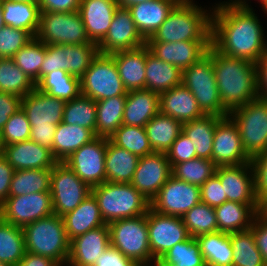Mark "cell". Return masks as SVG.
<instances>
[{
    "mask_svg": "<svg viewBox=\"0 0 267 266\" xmlns=\"http://www.w3.org/2000/svg\"><path fill=\"white\" fill-rule=\"evenodd\" d=\"M228 1L212 8L211 44L225 55L257 63L267 53L261 21L247 0Z\"/></svg>",
    "mask_w": 267,
    "mask_h": 266,
    "instance_id": "cell-1",
    "label": "cell"
},
{
    "mask_svg": "<svg viewBox=\"0 0 267 266\" xmlns=\"http://www.w3.org/2000/svg\"><path fill=\"white\" fill-rule=\"evenodd\" d=\"M208 53L221 101L229 112L259 97L256 63L225 55L212 44Z\"/></svg>",
    "mask_w": 267,
    "mask_h": 266,
    "instance_id": "cell-2",
    "label": "cell"
},
{
    "mask_svg": "<svg viewBox=\"0 0 267 266\" xmlns=\"http://www.w3.org/2000/svg\"><path fill=\"white\" fill-rule=\"evenodd\" d=\"M195 4L193 0L180 1L146 41H211L212 9L209 12Z\"/></svg>",
    "mask_w": 267,
    "mask_h": 266,
    "instance_id": "cell-3",
    "label": "cell"
},
{
    "mask_svg": "<svg viewBox=\"0 0 267 266\" xmlns=\"http://www.w3.org/2000/svg\"><path fill=\"white\" fill-rule=\"evenodd\" d=\"M25 251L49 257L65 266L70 253L63 217L56 214L41 218L23 228Z\"/></svg>",
    "mask_w": 267,
    "mask_h": 266,
    "instance_id": "cell-4",
    "label": "cell"
},
{
    "mask_svg": "<svg viewBox=\"0 0 267 266\" xmlns=\"http://www.w3.org/2000/svg\"><path fill=\"white\" fill-rule=\"evenodd\" d=\"M102 218L110 222L144 215L150 202L131 183L104 182L92 187Z\"/></svg>",
    "mask_w": 267,
    "mask_h": 266,
    "instance_id": "cell-5",
    "label": "cell"
},
{
    "mask_svg": "<svg viewBox=\"0 0 267 266\" xmlns=\"http://www.w3.org/2000/svg\"><path fill=\"white\" fill-rule=\"evenodd\" d=\"M107 225L110 246L119 250L139 266L156 265L157 261L152 257L150 250L147 213L132 218L119 219Z\"/></svg>",
    "mask_w": 267,
    "mask_h": 266,
    "instance_id": "cell-6",
    "label": "cell"
},
{
    "mask_svg": "<svg viewBox=\"0 0 267 266\" xmlns=\"http://www.w3.org/2000/svg\"><path fill=\"white\" fill-rule=\"evenodd\" d=\"M182 84L196 98L205 115L227 117L229 111L223 106L214 75L213 58L207 53L199 62L182 71Z\"/></svg>",
    "mask_w": 267,
    "mask_h": 266,
    "instance_id": "cell-7",
    "label": "cell"
},
{
    "mask_svg": "<svg viewBox=\"0 0 267 266\" xmlns=\"http://www.w3.org/2000/svg\"><path fill=\"white\" fill-rule=\"evenodd\" d=\"M228 116L237 125L243 149L250 158L267 150V99L258 97Z\"/></svg>",
    "mask_w": 267,
    "mask_h": 266,
    "instance_id": "cell-8",
    "label": "cell"
},
{
    "mask_svg": "<svg viewBox=\"0 0 267 266\" xmlns=\"http://www.w3.org/2000/svg\"><path fill=\"white\" fill-rule=\"evenodd\" d=\"M81 94L100 101L115 96H126L127 90L111 55L98 53L80 78Z\"/></svg>",
    "mask_w": 267,
    "mask_h": 266,
    "instance_id": "cell-9",
    "label": "cell"
},
{
    "mask_svg": "<svg viewBox=\"0 0 267 266\" xmlns=\"http://www.w3.org/2000/svg\"><path fill=\"white\" fill-rule=\"evenodd\" d=\"M44 44L76 45L92 43L78 11H40L39 28L35 36Z\"/></svg>",
    "mask_w": 267,
    "mask_h": 266,
    "instance_id": "cell-10",
    "label": "cell"
},
{
    "mask_svg": "<svg viewBox=\"0 0 267 266\" xmlns=\"http://www.w3.org/2000/svg\"><path fill=\"white\" fill-rule=\"evenodd\" d=\"M98 53V46L93 42L76 45L45 44L41 79L58 69L80 79Z\"/></svg>",
    "mask_w": 267,
    "mask_h": 266,
    "instance_id": "cell-11",
    "label": "cell"
},
{
    "mask_svg": "<svg viewBox=\"0 0 267 266\" xmlns=\"http://www.w3.org/2000/svg\"><path fill=\"white\" fill-rule=\"evenodd\" d=\"M91 190L64 162H57L51 169L50 193L54 214L62 217L75 210L91 195Z\"/></svg>",
    "mask_w": 267,
    "mask_h": 266,
    "instance_id": "cell-12",
    "label": "cell"
},
{
    "mask_svg": "<svg viewBox=\"0 0 267 266\" xmlns=\"http://www.w3.org/2000/svg\"><path fill=\"white\" fill-rule=\"evenodd\" d=\"M51 214L54 210L50 192L8 197L0 206V218L21 228Z\"/></svg>",
    "mask_w": 267,
    "mask_h": 266,
    "instance_id": "cell-13",
    "label": "cell"
},
{
    "mask_svg": "<svg viewBox=\"0 0 267 266\" xmlns=\"http://www.w3.org/2000/svg\"><path fill=\"white\" fill-rule=\"evenodd\" d=\"M199 202L200 186L176 179L172 175L151 200L150 208L160 214L183 217Z\"/></svg>",
    "mask_w": 267,
    "mask_h": 266,
    "instance_id": "cell-14",
    "label": "cell"
},
{
    "mask_svg": "<svg viewBox=\"0 0 267 266\" xmlns=\"http://www.w3.org/2000/svg\"><path fill=\"white\" fill-rule=\"evenodd\" d=\"M108 140L96 137L64 161L91 188L106 182L105 155Z\"/></svg>",
    "mask_w": 267,
    "mask_h": 266,
    "instance_id": "cell-15",
    "label": "cell"
},
{
    "mask_svg": "<svg viewBox=\"0 0 267 266\" xmlns=\"http://www.w3.org/2000/svg\"><path fill=\"white\" fill-rule=\"evenodd\" d=\"M147 227L151 254L156 261L190 237L182 217L160 214L151 208L147 212Z\"/></svg>",
    "mask_w": 267,
    "mask_h": 266,
    "instance_id": "cell-16",
    "label": "cell"
},
{
    "mask_svg": "<svg viewBox=\"0 0 267 266\" xmlns=\"http://www.w3.org/2000/svg\"><path fill=\"white\" fill-rule=\"evenodd\" d=\"M172 176V166L166 153L153 152L140 157L130 182L149 202Z\"/></svg>",
    "mask_w": 267,
    "mask_h": 266,
    "instance_id": "cell-17",
    "label": "cell"
},
{
    "mask_svg": "<svg viewBox=\"0 0 267 266\" xmlns=\"http://www.w3.org/2000/svg\"><path fill=\"white\" fill-rule=\"evenodd\" d=\"M146 40L139 33L128 8L118 7L114 13L109 30L97 45L101 54L111 55L141 47Z\"/></svg>",
    "mask_w": 267,
    "mask_h": 266,
    "instance_id": "cell-18",
    "label": "cell"
},
{
    "mask_svg": "<svg viewBox=\"0 0 267 266\" xmlns=\"http://www.w3.org/2000/svg\"><path fill=\"white\" fill-rule=\"evenodd\" d=\"M251 158L242 146L237 125L227 116L215 128L212 161L216 166L240 165L249 163Z\"/></svg>",
    "mask_w": 267,
    "mask_h": 266,
    "instance_id": "cell-19",
    "label": "cell"
},
{
    "mask_svg": "<svg viewBox=\"0 0 267 266\" xmlns=\"http://www.w3.org/2000/svg\"><path fill=\"white\" fill-rule=\"evenodd\" d=\"M215 175L220 179L227 201L249 204L257 212L258 200L254 192V174L250 162L217 166Z\"/></svg>",
    "mask_w": 267,
    "mask_h": 266,
    "instance_id": "cell-20",
    "label": "cell"
},
{
    "mask_svg": "<svg viewBox=\"0 0 267 266\" xmlns=\"http://www.w3.org/2000/svg\"><path fill=\"white\" fill-rule=\"evenodd\" d=\"M146 45L157 58L183 71L207 55L211 41H146Z\"/></svg>",
    "mask_w": 267,
    "mask_h": 266,
    "instance_id": "cell-21",
    "label": "cell"
},
{
    "mask_svg": "<svg viewBox=\"0 0 267 266\" xmlns=\"http://www.w3.org/2000/svg\"><path fill=\"white\" fill-rule=\"evenodd\" d=\"M0 152L15 171L52 169L58 162L50 149L31 140L0 146Z\"/></svg>",
    "mask_w": 267,
    "mask_h": 266,
    "instance_id": "cell-22",
    "label": "cell"
},
{
    "mask_svg": "<svg viewBox=\"0 0 267 266\" xmlns=\"http://www.w3.org/2000/svg\"><path fill=\"white\" fill-rule=\"evenodd\" d=\"M110 247L108 225L90 230L70 241L67 266H94L98 257Z\"/></svg>",
    "mask_w": 267,
    "mask_h": 266,
    "instance_id": "cell-23",
    "label": "cell"
},
{
    "mask_svg": "<svg viewBox=\"0 0 267 266\" xmlns=\"http://www.w3.org/2000/svg\"><path fill=\"white\" fill-rule=\"evenodd\" d=\"M65 101L35 88L21 100L30 126L58 125L62 122Z\"/></svg>",
    "mask_w": 267,
    "mask_h": 266,
    "instance_id": "cell-24",
    "label": "cell"
},
{
    "mask_svg": "<svg viewBox=\"0 0 267 266\" xmlns=\"http://www.w3.org/2000/svg\"><path fill=\"white\" fill-rule=\"evenodd\" d=\"M117 8L115 0H81L78 12L90 42L98 45L104 39Z\"/></svg>",
    "mask_w": 267,
    "mask_h": 266,
    "instance_id": "cell-25",
    "label": "cell"
},
{
    "mask_svg": "<svg viewBox=\"0 0 267 266\" xmlns=\"http://www.w3.org/2000/svg\"><path fill=\"white\" fill-rule=\"evenodd\" d=\"M159 100V112L182 124L205 115L199 108L196 98L183 84L161 93Z\"/></svg>",
    "mask_w": 267,
    "mask_h": 266,
    "instance_id": "cell-26",
    "label": "cell"
},
{
    "mask_svg": "<svg viewBox=\"0 0 267 266\" xmlns=\"http://www.w3.org/2000/svg\"><path fill=\"white\" fill-rule=\"evenodd\" d=\"M147 45L111 54L127 92L145 89Z\"/></svg>",
    "mask_w": 267,
    "mask_h": 266,
    "instance_id": "cell-27",
    "label": "cell"
},
{
    "mask_svg": "<svg viewBox=\"0 0 267 266\" xmlns=\"http://www.w3.org/2000/svg\"><path fill=\"white\" fill-rule=\"evenodd\" d=\"M179 2L180 0H153L135 4L128 9L139 33L147 40Z\"/></svg>",
    "mask_w": 267,
    "mask_h": 266,
    "instance_id": "cell-28",
    "label": "cell"
},
{
    "mask_svg": "<svg viewBox=\"0 0 267 266\" xmlns=\"http://www.w3.org/2000/svg\"><path fill=\"white\" fill-rule=\"evenodd\" d=\"M159 94L141 89L127 92L123 124L144 127L159 113Z\"/></svg>",
    "mask_w": 267,
    "mask_h": 266,
    "instance_id": "cell-29",
    "label": "cell"
},
{
    "mask_svg": "<svg viewBox=\"0 0 267 266\" xmlns=\"http://www.w3.org/2000/svg\"><path fill=\"white\" fill-rule=\"evenodd\" d=\"M62 217L69 241L106 224L92 194L83 200L75 210L67 212Z\"/></svg>",
    "mask_w": 267,
    "mask_h": 266,
    "instance_id": "cell-30",
    "label": "cell"
},
{
    "mask_svg": "<svg viewBox=\"0 0 267 266\" xmlns=\"http://www.w3.org/2000/svg\"><path fill=\"white\" fill-rule=\"evenodd\" d=\"M145 89L158 93L182 84V71L159 58L150 51L146 55Z\"/></svg>",
    "mask_w": 267,
    "mask_h": 266,
    "instance_id": "cell-31",
    "label": "cell"
},
{
    "mask_svg": "<svg viewBox=\"0 0 267 266\" xmlns=\"http://www.w3.org/2000/svg\"><path fill=\"white\" fill-rule=\"evenodd\" d=\"M95 138V133L88 128L60 122L53 138V157L58 162H64L73 152Z\"/></svg>",
    "mask_w": 267,
    "mask_h": 266,
    "instance_id": "cell-32",
    "label": "cell"
},
{
    "mask_svg": "<svg viewBox=\"0 0 267 266\" xmlns=\"http://www.w3.org/2000/svg\"><path fill=\"white\" fill-rule=\"evenodd\" d=\"M139 157L126 149L107 141L105 155L106 181L112 183H130L135 173Z\"/></svg>",
    "mask_w": 267,
    "mask_h": 266,
    "instance_id": "cell-33",
    "label": "cell"
},
{
    "mask_svg": "<svg viewBox=\"0 0 267 266\" xmlns=\"http://www.w3.org/2000/svg\"><path fill=\"white\" fill-rule=\"evenodd\" d=\"M221 119L222 117L217 115H204L183 123L182 132L191 140L198 158L212 160L215 128Z\"/></svg>",
    "mask_w": 267,
    "mask_h": 266,
    "instance_id": "cell-34",
    "label": "cell"
},
{
    "mask_svg": "<svg viewBox=\"0 0 267 266\" xmlns=\"http://www.w3.org/2000/svg\"><path fill=\"white\" fill-rule=\"evenodd\" d=\"M218 231L233 233L251 228L257 212L249 205L226 201L215 207Z\"/></svg>",
    "mask_w": 267,
    "mask_h": 266,
    "instance_id": "cell-35",
    "label": "cell"
},
{
    "mask_svg": "<svg viewBox=\"0 0 267 266\" xmlns=\"http://www.w3.org/2000/svg\"><path fill=\"white\" fill-rule=\"evenodd\" d=\"M182 125L180 121L170 116L157 113L144 126L153 151L166 153L182 132Z\"/></svg>",
    "mask_w": 267,
    "mask_h": 266,
    "instance_id": "cell-36",
    "label": "cell"
},
{
    "mask_svg": "<svg viewBox=\"0 0 267 266\" xmlns=\"http://www.w3.org/2000/svg\"><path fill=\"white\" fill-rule=\"evenodd\" d=\"M206 266H232L233 249L229 233L214 232L195 238Z\"/></svg>",
    "mask_w": 267,
    "mask_h": 266,
    "instance_id": "cell-37",
    "label": "cell"
},
{
    "mask_svg": "<svg viewBox=\"0 0 267 266\" xmlns=\"http://www.w3.org/2000/svg\"><path fill=\"white\" fill-rule=\"evenodd\" d=\"M126 96L96 101V137L108 138L123 124Z\"/></svg>",
    "mask_w": 267,
    "mask_h": 266,
    "instance_id": "cell-38",
    "label": "cell"
},
{
    "mask_svg": "<svg viewBox=\"0 0 267 266\" xmlns=\"http://www.w3.org/2000/svg\"><path fill=\"white\" fill-rule=\"evenodd\" d=\"M1 5L5 25L27 30L36 36L40 20L39 5L8 0H1Z\"/></svg>",
    "mask_w": 267,
    "mask_h": 266,
    "instance_id": "cell-39",
    "label": "cell"
},
{
    "mask_svg": "<svg viewBox=\"0 0 267 266\" xmlns=\"http://www.w3.org/2000/svg\"><path fill=\"white\" fill-rule=\"evenodd\" d=\"M36 88L65 102L81 94L80 79L60 69L46 74Z\"/></svg>",
    "mask_w": 267,
    "mask_h": 266,
    "instance_id": "cell-40",
    "label": "cell"
},
{
    "mask_svg": "<svg viewBox=\"0 0 267 266\" xmlns=\"http://www.w3.org/2000/svg\"><path fill=\"white\" fill-rule=\"evenodd\" d=\"M51 169H29L14 171L9 197L38 192H50Z\"/></svg>",
    "mask_w": 267,
    "mask_h": 266,
    "instance_id": "cell-41",
    "label": "cell"
},
{
    "mask_svg": "<svg viewBox=\"0 0 267 266\" xmlns=\"http://www.w3.org/2000/svg\"><path fill=\"white\" fill-rule=\"evenodd\" d=\"M35 88L36 84L12 58H0V92L23 98Z\"/></svg>",
    "mask_w": 267,
    "mask_h": 266,
    "instance_id": "cell-42",
    "label": "cell"
},
{
    "mask_svg": "<svg viewBox=\"0 0 267 266\" xmlns=\"http://www.w3.org/2000/svg\"><path fill=\"white\" fill-rule=\"evenodd\" d=\"M233 249L232 266H267L251 229L229 233Z\"/></svg>",
    "mask_w": 267,
    "mask_h": 266,
    "instance_id": "cell-43",
    "label": "cell"
},
{
    "mask_svg": "<svg viewBox=\"0 0 267 266\" xmlns=\"http://www.w3.org/2000/svg\"><path fill=\"white\" fill-rule=\"evenodd\" d=\"M25 252L23 229L0 218V261L16 266Z\"/></svg>",
    "mask_w": 267,
    "mask_h": 266,
    "instance_id": "cell-44",
    "label": "cell"
},
{
    "mask_svg": "<svg viewBox=\"0 0 267 266\" xmlns=\"http://www.w3.org/2000/svg\"><path fill=\"white\" fill-rule=\"evenodd\" d=\"M96 101L80 94L64 105L62 122L92 130L96 135Z\"/></svg>",
    "mask_w": 267,
    "mask_h": 266,
    "instance_id": "cell-45",
    "label": "cell"
},
{
    "mask_svg": "<svg viewBox=\"0 0 267 266\" xmlns=\"http://www.w3.org/2000/svg\"><path fill=\"white\" fill-rule=\"evenodd\" d=\"M155 266H206V264L197 240L190 236L166 251Z\"/></svg>",
    "mask_w": 267,
    "mask_h": 266,
    "instance_id": "cell-46",
    "label": "cell"
},
{
    "mask_svg": "<svg viewBox=\"0 0 267 266\" xmlns=\"http://www.w3.org/2000/svg\"><path fill=\"white\" fill-rule=\"evenodd\" d=\"M45 57V44L34 37L17 52L12 59L15 64L35 83L41 80V65Z\"/></svg>",
    "mask_w": 267,
    "mask_h": 266,
    "instance_id": "cell-47",
    "label": "cell"
},
{
    "mask_svg": "<svg viewBox=\"0 0 267 266\" xmlns=\"http://www.w3.org/2000/svg\"><path fill=\"white\" fill-rule=\"evenodd\" d=\"M110 140L116 146L126 149L139 158L154 152L144 127L122 124L110 137Z\"/></svg>",
    "mask_w": 267,
    "mask_h": 266,
    "instance_id": "cell-48",
    "label": "cell"
},
{
    "mask_svg": "<svg viewBox=\"0 0 267 266\" xmlns=\"http://www.w3.org/2000/svg\"><path fill=\"white\" fill-rule=\"evenodd\" d=\"M184 225L191 237L218 231L215 208L199 202L182 217Z\"/></svg>",
    "mask_w": 267,
    "mask_h": 266,
    "instance_id": "cell-49",
    "label": "cell"
},
{
    "mask_svg": "<svg viewBox=\"0 0 267 266\" xmlns=\"http://www.w3.org/2000/svg\"><path fill=\"white\" fill-rule=\"evenodd\" d=\"M216 167L212 160L196 157L175 164L172 167V175L189 184L201 186L215 174Z\"/></svg>",
    "mask_w": 267,
    "mask_h": 266,
    "instance_id": "cell-50",
    "label": "cell"
},
{
    "mask_svg": "<svg viewBox=\"0 0 267 266\" xmlns=\"http://www.w3.org/2000/svg\"><path fill=\"white\" fill-rule=\"evenodd\" d=\"M31 132L30 122L22 107L5 124L0 132V146H7L17 142L29 140Z\"/></svg>",
    "mask_w": 267,
    "mask_h": 266,
    "instance_id": "cell-51",
    "label": "cell"
},
{
    "mask_svg": "<svg viewBox=\"0 0 267 266\" xmlns=\"http://www.w3.org/2000/svg\"><path fill=\"white\" fill-rule=\"evenodd\" d=\"M33 38L27 30L5 25L0 30V58H12Z\"/></svg>",
    "mask_w": 267,
    "mask_h": 266,
    "instance_id": "cell-52",
    "label": "cell"
},
{
    "mask_svg": "<svg viewBox=\"0 0 267 266\" xmlns=\"http://www.w3.org/2000/svg\"><path fill=\"white\" fill-rule=\"evenodd\" d=\"M166 155L172 167L177 163L189 161L197 157L191 140L183 132L177 137L171 148L166 152Z\"/></svg>",
    "mask_w": 267,
    "mask_h": 266,
    "instance_id": "cell-53",
    "label": "cell"
},
{
    "mask_svg": "<svg viewBox=\"0 0 267 266\" xmlns=\"http://www.w3.org/2000/svg\"><path fill=\"white\" fill-rule=\"evenodd\" d=\"M250 164L254 174V192L259 200L267 194V150L251 158Z\"/></svg>",
    "mask_w": 267,
    "mask_h": 266,
    "instance_id": "cell-54",
    "label": "cell"
},
{
    "mask_svg": "<svg viewBox=\"0 0 267 266\" xmlns=\"http://www.w3.org/2000/svg\"><path fill=\"white\" fill-rule=\"evenodd\" d=\"M201 202L217 207L227 201L220 179L214 174L200 186Z\"/></svg>",
    "mask_w": 267,
    "mask_h": 266,
    "instance_id": "cell-55",
    "label": "cell"
},
{
    "mask_svg": "<svg viewBox=\"0 0 267 266\" xmlns=\"http://www.w3.org/2000/svg\"><path fill=\"white\" fill-rule=\"evenodd\" d=\"M21 97L0 92V132L9 120L21 108Z\"/></svg>",
    "mask_w": 267,
    "mask_h": 266,
    "instance_id": "cell-56",
    "label": "cell"
},
{
    "mask_svg": "<svg viewBox=\"0 0 267 266\" xmlns=\"http://www.w3.org/2000/svg\"><path fill=\"white\" fill-rule=\"evenodd\" d=\"M94 266H139L124 256L119 250L110 246L96 260Z\"/></svg>",
    "mask_w": 267,
    "mask_h": 266,
    "instance_id": "cell-57",
    "label": "cell"
},
{
    "mask_svg": "<svg viewBox=\"0 0 267 266\" xmlns=\"http://www.w3.org/2000/svg\"><path fill=\"white\" fill-rule=\"evenodd\" d=\"M57 125L31 126L29 140L51 150L53 155V138Z\"/></svg>",
    "mask_w": 267,
    "mask_h": 266,
    "instance_id": "cell-58",
    "label": "cell"
},
{
    "mask_svg": "<svg viewBox=\"0 0 267 266\" xmlns=\"http://www.w3.org/2000/svg\"><path fill=\"white\" fill-rule=\"evenodd\" d=\"M250 229L252 230L256 246L267 265V220L256 215Z\"/></svg>",
    "mask_w": 267,
    "mask_h": 266,
    "instance_id": "cell-59",
    "label": "cell"
},
{
    "mask_svg": "<svg viewBox=\"0 0 267 266\" xmlns=\"http://www.w3.org/2000/svg\"><path fill=\"white\" fill-rule=\"evenodd\" d=\"M81 0H40V11L71 13L79 10Z\"/></svg>",
    "mask_w": 267,
    "mask_h": 266,
    "instance_id": "cell-60",
    "label": "cell"
},
{
    "mask_svg": "<svg viewBox=\"0 0 267 266\" xmlns=\"http://www.w3.org/2000/svg\"><path fill=\"white\" fill-rule=\"evenodd\" d=\"M14 171V168L0 152V206L9 197L10 184Z\"/></svg>",
    "mask_w": 267,
    "mask_h": 266,
    "instance_id": "cell-61",
    "label": "cell"
},
{
    "mask_svg": "<svg viewBox=\"0 0 267 266\" xmlns=\"http://www.w3.org/2000/svg\"><path fill=\"white\" fill-rule=\"evenodd\" d=\"M259 98L267 99V53L256 63Z\"/></svg>",
    "mask_w": 267,
    "mask_h": 266,
    "instance_id": "cell-62",
    "label": "cell"
},
{
    "mask_svg": "<svg viewBox=\"0 0 267 266\" xmlns=\"http://www.w3.org/2000/svg\"><path fill=\"white\" fill-rule=\"evenodd\" d=\"M16 266H60L57 262L49 257L25 252L24 257Z\"/></svg>",
    "mask_w": 267,
    "mask_h": 266,
    "instance_id": "cell-63",
    "label": "cell"
},
{
    "mask_svg": "<svg viewBox=\"0 0 267 266\" xmlns=\"http://www.w3.org/2000/svg\"><path fill=\"white\" fill-rule=\"evenodd\" d=\"M258 217L267 220V194L258 200L257 214Z\"/></svg>",
    "mask_w": 267,
    "mask_h": 266,
    "instance_id": "cell-64",
    "label": "cell"
},
{
    "mask_svg": "<svg viewBox=\"0 0 267 266\" xmlns=\"http://www.w3.org/2000/svg\"><path fill=\"white\" fill-rule=\"evenodd\" d=\"M115 1L118 4V7L130 8L131 6L135 4L144 3V2L153 1V0H115Z\"/></svg>",
    "mask_w": 267,
    "mask_h": 266,
    "instance_id": "cell-65",
    "label": "cell"
},
{
    "mask_svg": "<svg viewBox=\"0 0 267 266\" xmlns=\"http://www.w3.org/2000/svg\"><path fill=\"white\" fill-rule=\"evenodd\" d=\"M8 1H11V2H22V3H32V4H35V5H39V3H40V0H8Z\"/></svg>",
    "mask_w": 267,
    "mask_h": 266,
    "instance_id": "cell-66",
    "label": "cell"
},
{
    "mask_svg": "<svg viewBox=\"0 0 267 266\" xmlns=\"http://www.w3.org/2000/svg\"><path fill=\"white\" fill-rule=\"evenodd\" d=\"M5 26L4 24V19L2 16V5H1V0H0V30Z\"/></svg>",
    "mask_w": 267,
    "mask_h": 266,
    "instance_id": "cell-67",
    "label": "cell"
},
{
    "mask_svg": "<svg viewBox=\"0 0 267 266\" xmlns=\"http://www.w3.org/2000/svg\"><path fill=\"white\" fill-rule=\"evenodd\" d=\"M262 9H264L263 11H265L264 13L267 14V0L264 1V3L262 4Z\"/></svg>",
    "mask_w": 267,
    "mask_h": 266,
    "instance_id": "cell-68",
    "label": "cell"
},
{
    "mask_svg": "<svg viewBox=\"0 0 267 266\" xmlns=\"http://www.w3.org/2000/svg\"><path fill=\"white\" fill-rule=\"evenodd\" d=\"M0 266H11V265H9V264H7V263H5V262H1V261H0Z\"/></svg>",
    "mask_w": 267,
    "mask_h": 266,
    "instance_id": "cell-69",
    "label": "cell"
},
{
    "mask_svg": "<svg viewBox=\"0 0 267 266\" xmlns=\"http://www.w3.org/2000/svg\"><path fill=\"white\" fill-rule=\"evenodd\" d=\"M265 0H259V2L261 3V5L264 3Z\"/></svg>",
    "mask_w": 267,
    "mask_h": 266,
    "instance_id": "cell-70",
    "label": "cell"
}]
</instances>
